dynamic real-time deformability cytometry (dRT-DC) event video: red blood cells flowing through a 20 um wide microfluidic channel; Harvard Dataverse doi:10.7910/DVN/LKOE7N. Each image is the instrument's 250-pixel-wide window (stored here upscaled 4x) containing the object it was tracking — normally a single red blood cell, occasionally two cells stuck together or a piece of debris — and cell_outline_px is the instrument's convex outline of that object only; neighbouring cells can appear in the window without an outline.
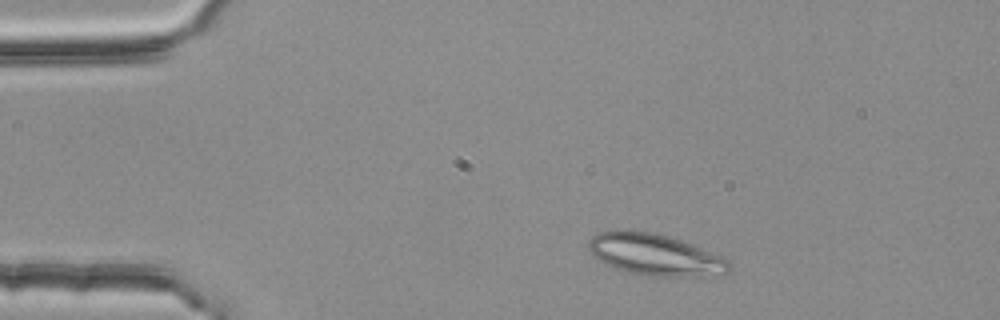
{"species": "common noctule bat (a hibernating species)", "species_latin": "Nyctalus noctula", "temperature_condition": "room temperature", "stored_images_in_passage": 2, "camera_frame_rate_fps": 3000, "um_per_image_px": 0.085, "animal": {"sex": "female", "body_mass_g": 25.1}, "frame": {"image": 1, "passage_image": 1, "time_ms": 0.0, "image_size_px": [1000, 320], "cell_outline_px": [[732, 268], [728, 272], [696, 276], [648, 276], [628, 272], [612, 268], [604, 264], [592, 256], [588, 248], [588, 244], [592, 236], [600, 232], [632, 228], [656, 232], [680, 240], [720, 256], [728, 260], [732, 264]], "centroid_in_image_um": [55.59, 21.63], "position_along_channel_um": 29.4, "area_um2": 34.28}}